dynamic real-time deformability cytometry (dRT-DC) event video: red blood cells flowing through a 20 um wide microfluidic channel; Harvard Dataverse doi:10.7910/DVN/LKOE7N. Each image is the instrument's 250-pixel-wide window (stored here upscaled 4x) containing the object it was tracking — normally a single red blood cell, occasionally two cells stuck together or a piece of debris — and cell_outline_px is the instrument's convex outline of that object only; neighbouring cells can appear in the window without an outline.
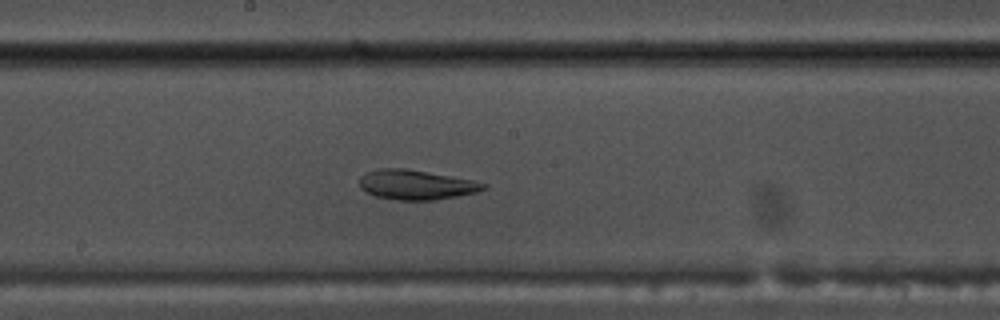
{"species": "common noctule bat (a hibernating species)", "species_latin": "Nyctalus noctula", "temperature_condition": "warm", "stored_images_in_passage": 52, "camera_frame_rate_fps": 3000, "um_per_image_px": 0.085, "animal": {"sex": "male", "body_mass_g": 17.5, "forearm_length_mm": 52.3}, "frame": {"image": 1, "passage_image": 27, "time_ms": 8.667, "image_size_px": [1000, 320], "cell_outline_px": [[488, 184], [484, 188], [476, 192], [456, 196], [432, 200], [400, 200], [376, 196], [364, 192], [360, 188], [360, 176], [376, 168], [408, 168], [472, 180]], "centroid_in_image_um": [35.32, 15.69], "position_along_channel_um": 212.9, "area_um2": 21.39}}
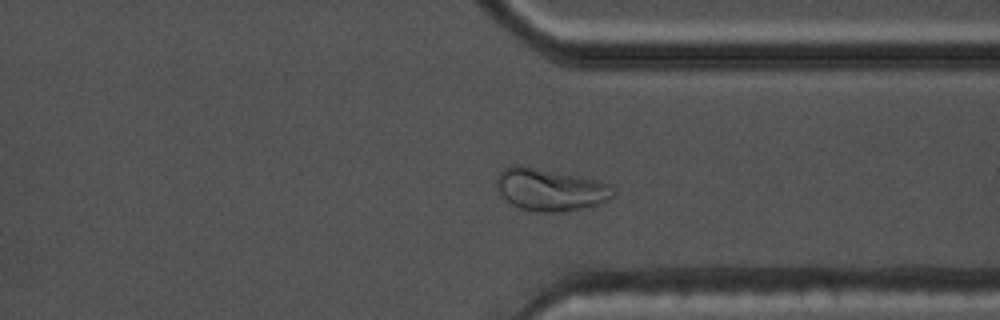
{"frame": {"image": 2, "passage_image": 39, "time_ms": 12.667, "image_size_px": [1000, 320], "cell_outline_px": [[616, 192], [608, 200], [600, 204], [564, 212], [536, 212], [520, 208], [512, 204], [496, 188], [496, 176], [504, 168], [512, 164], [520, 164], [588, 176], [612, 184]], "centroid_in_image_um": [46.82, 16.08], "position_along_channel_um": 364.6, "area_um2": 29.65}}
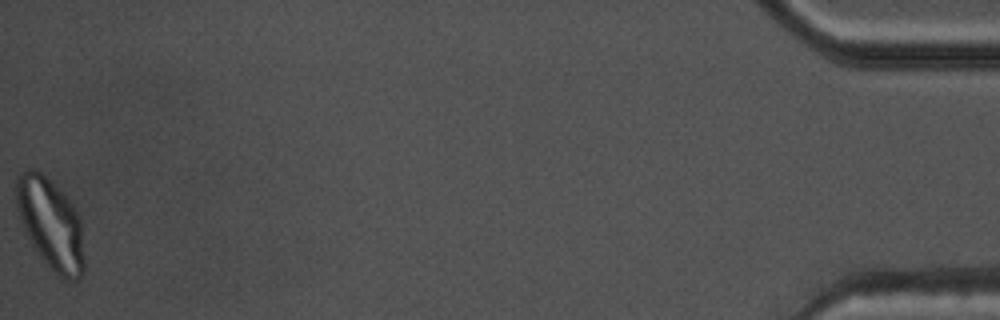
{"frame": {"image": 3, "passage_image": 52, "time_ms": 17.0, "image_size_px": [1000, 320], "cell_outline_px": [[84, 272], [76, 280], [68, 280], [60, 276], [40, 256], [32, 244], [20, 220], [16, 204], [16, 176], [20, 172], [28, 168], [36, 168], [64, 192], [76, 208], [80, 216], [84, 260]], "centroid_in_image_um": [4.31, 18.96], "position_along_channel_um": 430.9, "area_um2": 36.01}, "authors_computed_cell_mechanics": {"area_um2": 26.5302, "velocity_mm_per_s": 3.7868, "shape_relaxation_time_tau1_ms": null, "shape_relaxation_time_tau2_ms": 2.3818, "deformation_change_tau1": null, "deformation_change_tau2": 0.0928}}